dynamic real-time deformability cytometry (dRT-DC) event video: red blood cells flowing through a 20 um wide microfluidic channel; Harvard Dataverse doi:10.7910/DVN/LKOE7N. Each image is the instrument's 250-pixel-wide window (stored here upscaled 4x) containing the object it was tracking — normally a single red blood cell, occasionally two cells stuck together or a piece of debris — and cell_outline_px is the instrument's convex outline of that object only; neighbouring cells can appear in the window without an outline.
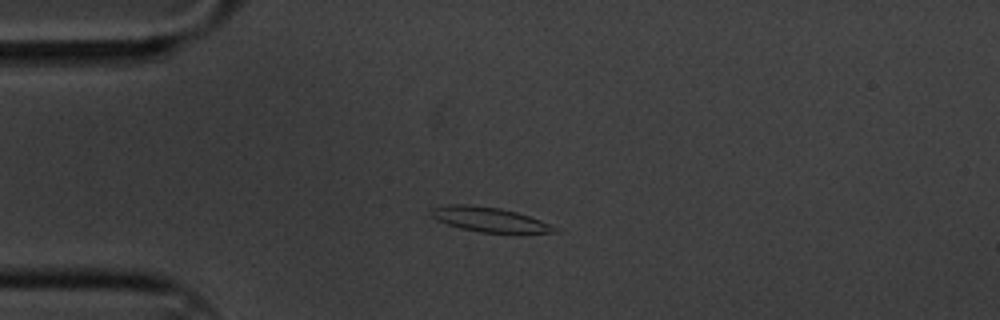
{"species": "common noctule bat (a hibernating species)", "species_latin": "Nyctalus noctula", "temperature_condition": "cold", "stored_images_in_passage": 5, "camera_frame_rate_fps": 3000, "um_per_image_px": 0.085, "animal": {"sex": "male", "body_mass_g": 20.1, "forearm_length_mm": 53.5}, "frame": {"image": 1, "passage_image": 3, "time_ms": 0.667, "image_size_px": [1000, 320], "cell_outline_px": [[556, 232], [480, 232], [460, 228], [448, 224], [432, 216], [428, 212], [432, 208], [448, 204], [468, 204], [500, 208], [516, 212], [540, 220], [556, 228]], "centroid_in_image_um": [41.51, 18.63], "position_along_channel_um": 43.5, "area_um2": 17.22}}